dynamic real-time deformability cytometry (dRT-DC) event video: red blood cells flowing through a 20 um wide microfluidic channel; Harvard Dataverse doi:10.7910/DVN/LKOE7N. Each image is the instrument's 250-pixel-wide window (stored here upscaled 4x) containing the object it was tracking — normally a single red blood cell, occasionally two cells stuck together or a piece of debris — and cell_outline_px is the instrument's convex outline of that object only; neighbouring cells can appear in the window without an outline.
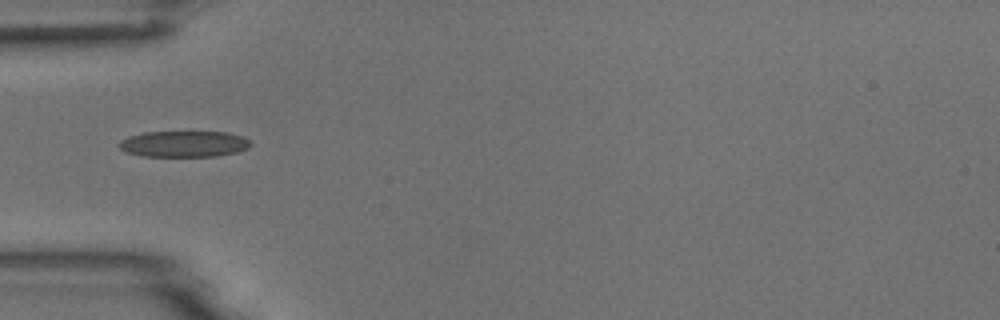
{"species": "common noctule bat (a hibernating species)", "species_latin": "Nyctalus noctula", "temperature_condition": "room temperature", "stored_images_in_passage": 5, "camera_frame_rate_fps": 3000, "um_per_image_px": 0.085, "animal": {"sex": "male", "body_mass_g": 18.8}, "frame": {"image": 1, "passage_image": 5, "time_ms": 5.333, "image_size_px": [1000, 320], "cell_outline_px": [[252, 144], [248, 148], [236, 152], [216, 156], [140, 156], [128, 152], [120, 148], [120, 140], [128, 136], [144, 132], [228, 132], [244, 136]], "centroid_in_image_um": [15.65, 12.23], "position_along_channel_um": 69.3, "area_um2": 20.0}}